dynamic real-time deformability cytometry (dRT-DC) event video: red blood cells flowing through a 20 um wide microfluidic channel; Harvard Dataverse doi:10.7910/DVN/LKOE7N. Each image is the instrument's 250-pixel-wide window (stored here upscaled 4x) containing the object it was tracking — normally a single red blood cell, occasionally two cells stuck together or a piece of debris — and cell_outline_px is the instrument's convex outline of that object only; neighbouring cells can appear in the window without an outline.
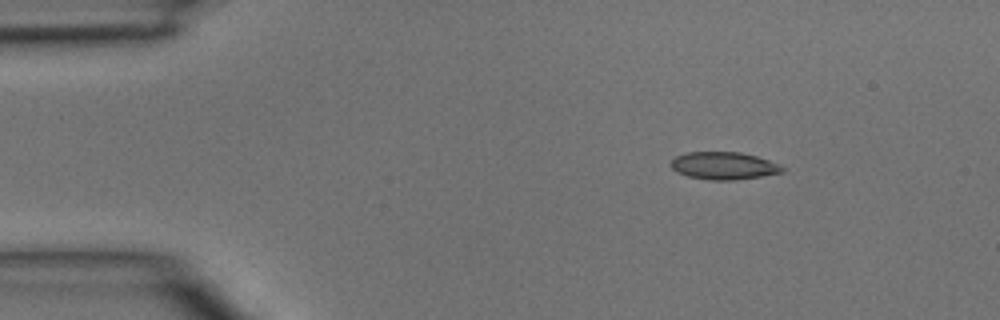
{"species": "common noctule bat (a hibernating species)", "species_latin": "Nyctalus noctula", "temperature_condition": "room temperature", "stored_images_in_passage": 3, "camera_frame_rate_fps": 3000, "um_per_image_px": 0.085, "animal": {"sex": "male", "body_mass_g": 15.6}, "frame": {"image": 1, "passage_image": 1, "time_ms": 0.0, "image_size_px": [1000, 320], "cell_outline_px": [[784, 172], [736, 180], [708, 180], [688, 176], [676, 172], [672, 168], [672, 160], [676, 156], [688, 152], [740, 152], [756, 156], [780, 164], [784, 168]], "centroid_in_image_um": [61.53, 14.09], "position_along_channel_um": 23.5, "area_um2": 17.8}}
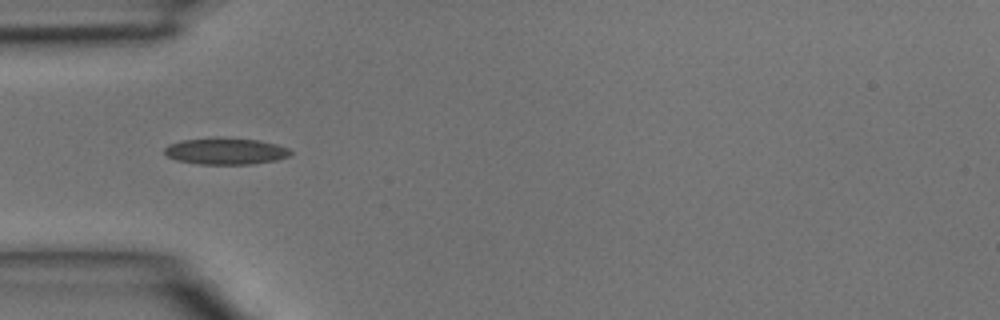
{"frame": {"image": 2, "passage_image": 3, "time_ms": 0.667, "image_size_px": [1000, 320], "cell_outline_px": [[292, 152], [288, 156], [276, 160], [252, 164], [200, 164], [176, 160], [168, 156], [164, 152], [164, 148], [168, 144], [180, 140], [212, 136], [216, 136], [260, 140], [276, 144], [288, 148]], "centroid_in_image_um": [19.14, 12.82], "position_along_channel_um": 65.9, "area_um2": 19.88}}